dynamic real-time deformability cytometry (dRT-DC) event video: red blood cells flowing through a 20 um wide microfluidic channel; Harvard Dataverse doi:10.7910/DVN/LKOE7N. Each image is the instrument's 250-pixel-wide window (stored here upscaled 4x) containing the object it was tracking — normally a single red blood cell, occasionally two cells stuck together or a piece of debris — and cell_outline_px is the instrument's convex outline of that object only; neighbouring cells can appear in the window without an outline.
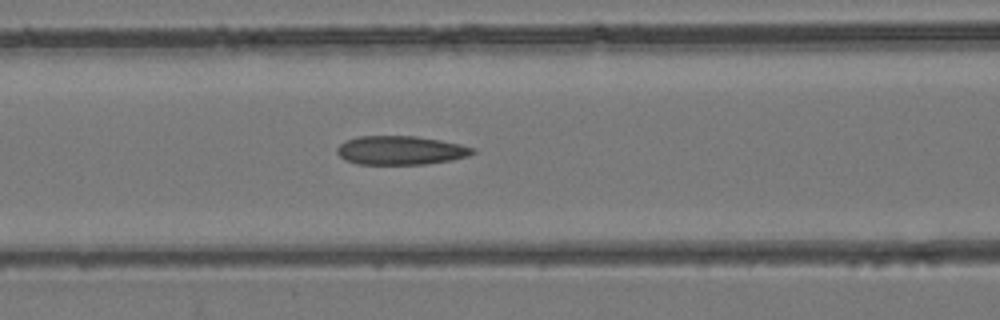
{"species": "common noctule bat (a hibernating species)", "species_latin": "Nyctalus noctula", "temperature_condition": "room temperature", "stored_images_in_passage": 32, "camera_frame_rate_fps": 3000, "um_per_image_px": 0.085, "animal": {"sex": "female", "body_mass_g": 24.6, "forearm_length_mm": 56.2}, "frame": {"image": 1, "passage_image": 10, "time_ms": 3.0, "image_size_px": [1000, 320], "cell_outline_px": [[476, 152], [468, 156], [452, 160], [424, 164], [356, 164], [344, 160], [336, 152], [336, 148], [344, 140], [356, 136], [416, 136], [440, 140], [460, 144], [476, 148]], "centroid_in_image_um": [34.03, 12.77], "position_along_channel_um": 132.6, "area_um2": 23.0}}
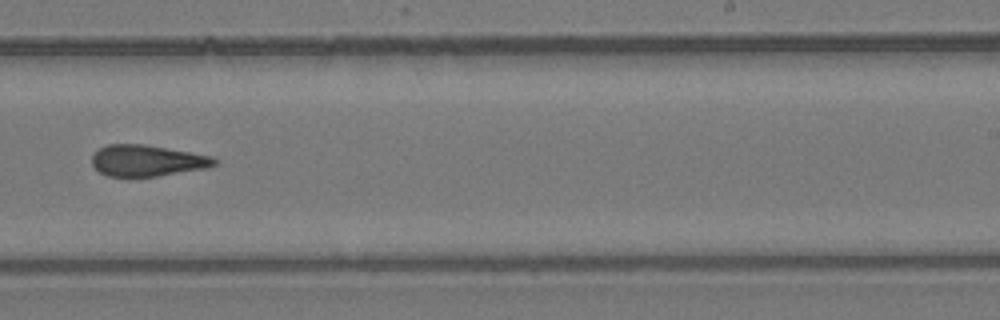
{"frame": {"image": 2, "passage_image": 19, "time_ms": 6.0, "image_size_px": [1000, 320], "cell_outline_px": [[220, 160], [216, 164], [204, 168], [156, 176], [108, 176], [100, 172], [92, 164], [92, 156], [100, 148], [108, 144], [144, 144], [212, 156]], "centroid_in_image_um": [12.51, 13.64], "position_along_channel_um": 276.5, "area_um2": 22.02}}
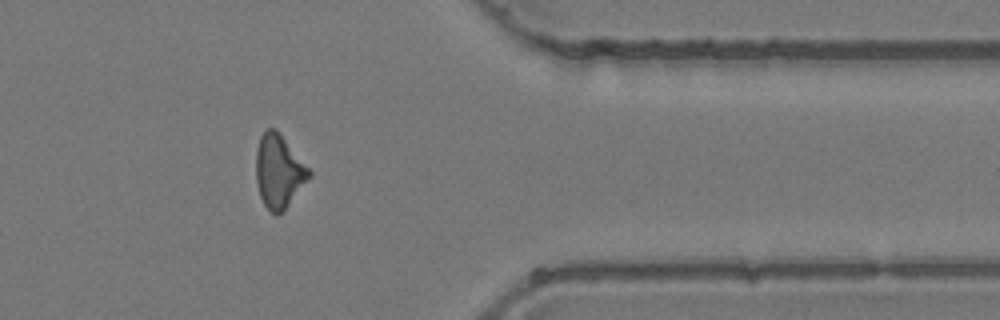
{"frame": {"image": 3, "passage_image": 27, "time_ms": 8.667, "image_size_px": [1000, 320], "cell_outline_px": [[312, 176], [284, 212], [276, 216], [264, 204], [260, 196], [256, 180], [256, 148], [260, 136], [268, 128], [276, 128], [312, 172]], "centroid_in_image_um": [23.71, 14.58], "position_along_channel_um": 387.7, "area_um2": 22.89}}